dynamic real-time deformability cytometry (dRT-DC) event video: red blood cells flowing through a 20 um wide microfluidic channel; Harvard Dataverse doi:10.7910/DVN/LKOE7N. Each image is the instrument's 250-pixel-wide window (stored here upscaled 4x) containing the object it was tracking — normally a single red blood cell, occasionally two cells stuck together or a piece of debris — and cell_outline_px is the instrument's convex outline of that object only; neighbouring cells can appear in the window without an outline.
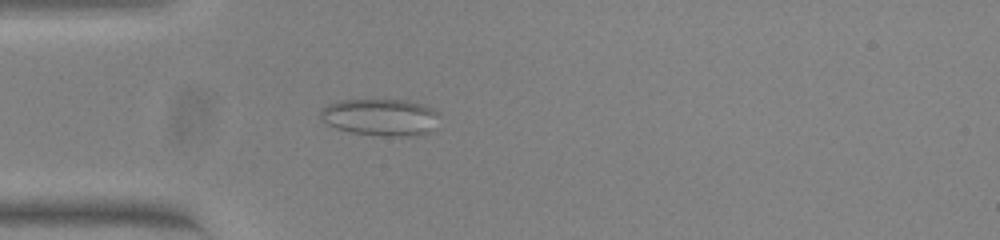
{"species": "common noctule bat (a hibernating species)", "species_latin": "Nyctalus noctula", "temperature_condition": "warm", "stored_images_in_passage": 43, "camera_frame_rate_fps": 3000, "um_per_image_px": 0.085, "animal": {"sex": "female", "body_mass_g": 23.0, "forearm_length_mm": 53.4}, "frame": {"image": 1, "passage_image": 4, "time_ms": 1.0, "image_size_px": [1000, 240], "cell_outline_px": [[440, 112], [432, 128], [428, 132], [416, 136], [380, 136], [352, 132], [336, 128], [320, 120], [320, 108], [328, 104], [340, 100], [408, 100], [424, 104]], "centroid_in_image_um": [32.32, 9.95], "position_along_channel_um": 52.7, "area_um2": 25.78}}
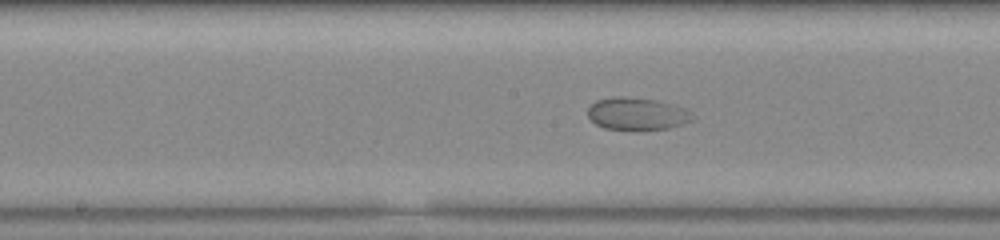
{"frame": {"image": 2, "passage_image": 16, "time_ms": 5.0, "image_size_px": [1000, 240], "cell_outline_px": [[696, 116], [692, 120], [684, 124], [668, 128], [604, 128], [596, 124], [588, 116], [588, 108], [596, 100], [616, 96], [620, 96], [656, 100], [684, 108], [692, 112]], "centroid_in_image_um": [54.17, 9.65], "position_along_channel_um": 194.0, "area_um2": 19.31}}
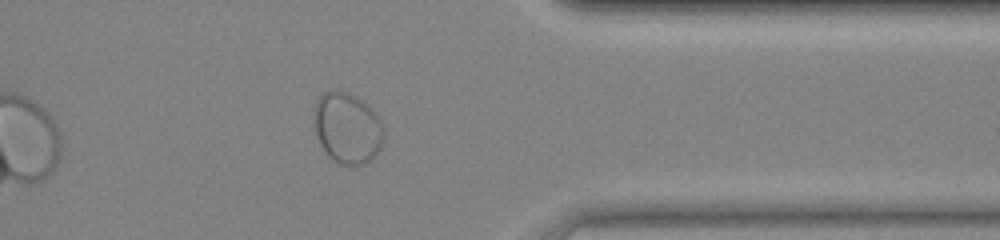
{"frame": {"image": 3, "passage_image": 32, "time_ms": 10.333, "image_size_px": [1000, 240], "cell_outline_px": [[384, 136], [380, 148], [372, 160], [364, 164], [352, 168], [340, 164], [332, 160], [328, 156], [320, 144], [316, 136], [312, 120], [316, 100], [320, 92], [348, 92], [356, 96], [380, 120], [384, 128]], "centroid_in_image_um": [29.48, 10.94], "position_along_channel_um": 381.9, "area_um2": 29.19}}